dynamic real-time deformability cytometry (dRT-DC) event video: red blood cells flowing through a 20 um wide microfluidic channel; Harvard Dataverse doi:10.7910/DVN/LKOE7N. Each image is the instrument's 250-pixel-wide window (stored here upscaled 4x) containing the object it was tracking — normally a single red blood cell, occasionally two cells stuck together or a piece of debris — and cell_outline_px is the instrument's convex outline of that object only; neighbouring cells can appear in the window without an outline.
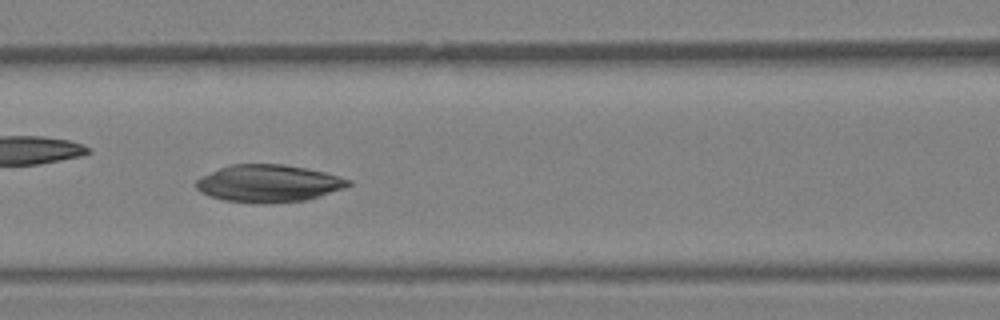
{"species": "Egyptian fruit bat (a non-hibernating species)", "species_latin": "Rousettus aegyptiacus", "temperature_condition": "warm", "stored_images_in_passage": 27, "camera_frame_rate_fps": 3000, "um_per_image_px": 0.085, "animal": {"sex": "female"}, "frame": {"image": 1, "passage_image": 8, "time_ms": 2.333, "image_size_px": [1000, 320], "cell_outline_px": [[352, 184], [344, 188], [308, 200], [264, 204], [256, 204], [224, 200], [208, 196], [200, 192], [196, 188], [196, 180], [200, 176], [228, 164], [284, 164], [308, 168], [340, 176], [352, 180]], "centroid_in_image_um": [22.81, 15.59], "position_along_channel_um": 143.8, "area_um2": 33.64}}